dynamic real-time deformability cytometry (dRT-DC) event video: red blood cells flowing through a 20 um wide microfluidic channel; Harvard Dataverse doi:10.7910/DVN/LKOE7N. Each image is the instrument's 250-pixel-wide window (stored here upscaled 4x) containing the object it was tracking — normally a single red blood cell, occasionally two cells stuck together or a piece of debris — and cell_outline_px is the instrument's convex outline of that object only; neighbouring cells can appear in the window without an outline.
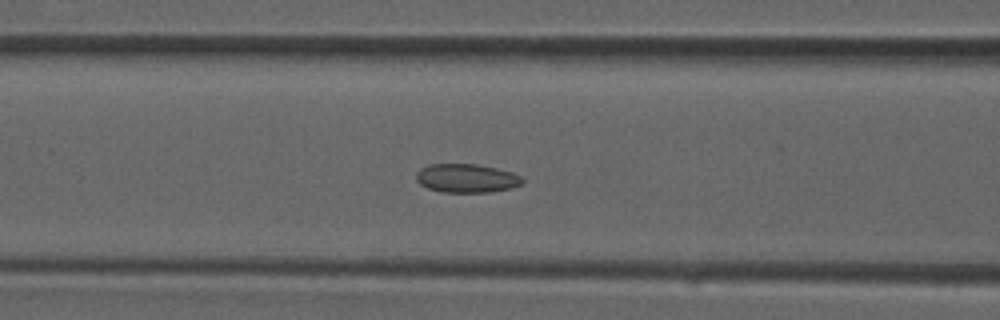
{"species": "common noctule bat (a hibernating species)", "species_latin": "Nyctalus noctula", "temperature_condition": "room temperature", "stored_images_in_passage": 36, "camera_frame_rate_fps": 3000, "um_per_image_px": 0.085, "animal": {"sex": "male", "forearm_length_mm": 52.5}, "frame": {"image": 1, "passage_image": 14, "time_ms": 4.333, "image_size_px": [1000, 320], "cell_outline_px": [[524, 184], [512, 188], [492, 192], [440, 192], [428, 188], [420, 184], [416, 180], [416, 172], [420, 168], [428, 164], [476, 164], [496, 168], [512, 172], [520, 176], [524, 180]], "centroid_in_image_um": [39.66, 15.15], "position_along_channel_um": 126.9, "area_um2": 17.98}}
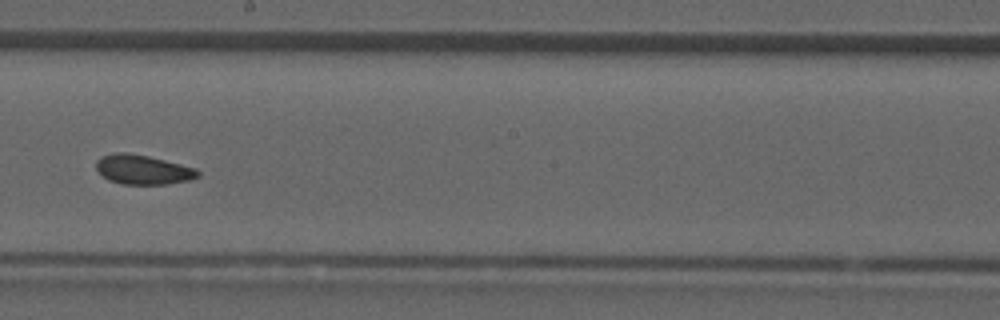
{"frame": {"image": 2, "passage_image": 20, "time_ms": 6.333, "image_size_px": [1000, 320], "cell_outline_px": [[200, 176], [192, 180], [168, 184], [124, 184], [108, 180], [96, 168], [96, 160], [100, 156], [116, 152], [128, 152], [148, 156], [196, 168], [200, 172]], "centroid_in_image_um": [12.17, 14.41], "position_along_channel_um": 236.0, "area_um2": 17.57}}
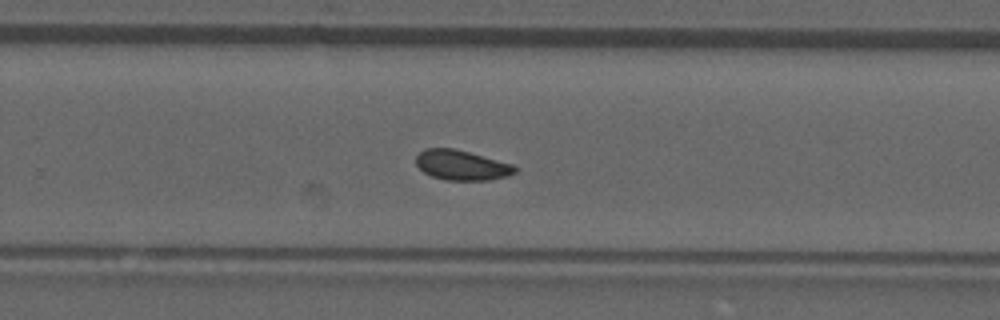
{"frame": {"image": 3, "passage_image": 23, "time_ms": 7.333, "image_size_px": [1000, 320], "cell_outline_px": [[516, 172], [508, 176], [488, 180], [444, 180], [432, 176], [424, 172], [416, 164], [416, 156], [424, 148], [452, 148], [468, 152], [512, 164], [516, 168]], "centroid_in_image_um": [39.22, 14.04], "position_along_channel_um": 290.6, "area_um2": 17.11}}